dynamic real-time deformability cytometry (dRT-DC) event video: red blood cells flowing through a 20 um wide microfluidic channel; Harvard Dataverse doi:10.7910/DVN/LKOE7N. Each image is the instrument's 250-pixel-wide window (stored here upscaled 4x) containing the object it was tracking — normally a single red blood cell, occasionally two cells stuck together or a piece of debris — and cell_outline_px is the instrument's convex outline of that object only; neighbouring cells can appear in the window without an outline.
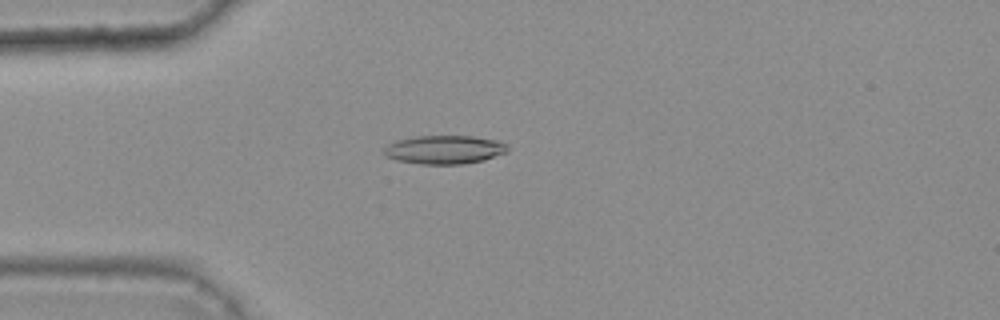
{"species": "common noctule bat (a hibernating species)", "species_latin": "Nyctalus noctula", "temperature_condition": "warm", "stored_images_in_passage": 48, "camera_frame_rate_fps": 3000, "um_per_image_px": 0.085, "animal": {"sex": "female", "body_mass_g": 25.1}, "frame": {"image": 1, "passage_image": 15, "time_ms": 4.667, "image_size_px": [1000, 320], "cell_outline_px": [[508, 152], [484, 160], [464, 164], [420, 164], [396, 160], [384, 156], [384, 148], [388, 144], [396, 140], [416, 136], [472, 136], [500, 140], [508, 148]], "centroid_in_image_um": [37.77, 12.72], "position_along_channel_um": 47.2, "area_um2": 20.75}}
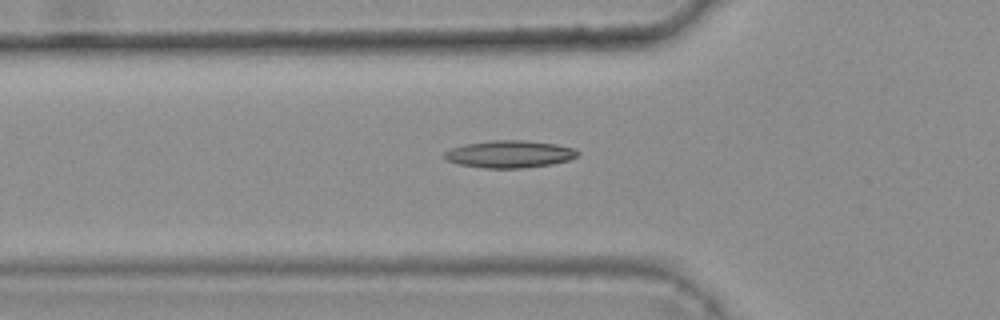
{"frame": {"image": 2, "passage_image": 19, "time_ms": 6.0, "image_size_px": [1000, 320], "cell_outline_px": [[580, 156], [568, 160], [552, 164], [524, 168], [484, 168], [460, 164], [448, 160], [444, 156], [444, 152], [452, 148], [464, 144], [492, 140], [524, 140], [556, 144], [572, 148], [580, 152]], "centroid_in_image_um": [43.35, 13.1], "position_along_channel_um": 82.5, "area_um2": 21.15}}
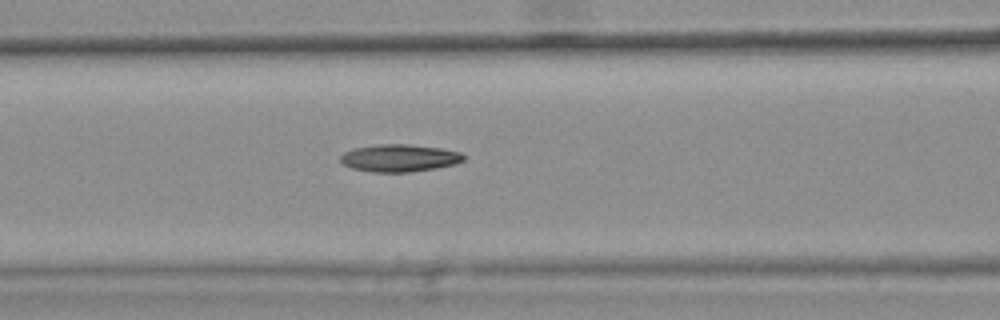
{"frame": {"image": 3, "passage_image": 23, "time_ms": 7.333, "image_size_px": [1000, 320], "cell_outline_px": [[464, 160], [456, 164], [436, 168], [408, 172], [372, 172], [352, 168], [344, 164], [340, 160], [340, 156], [344, 152], [352, 148], [380, 144], [408, 144], [440, 148], [460, 152], [464, 156]], "centroid_in_image_um": [33.94, 13.43], "position_along_channel_um": 132.7, "area_um2": 19.65}}